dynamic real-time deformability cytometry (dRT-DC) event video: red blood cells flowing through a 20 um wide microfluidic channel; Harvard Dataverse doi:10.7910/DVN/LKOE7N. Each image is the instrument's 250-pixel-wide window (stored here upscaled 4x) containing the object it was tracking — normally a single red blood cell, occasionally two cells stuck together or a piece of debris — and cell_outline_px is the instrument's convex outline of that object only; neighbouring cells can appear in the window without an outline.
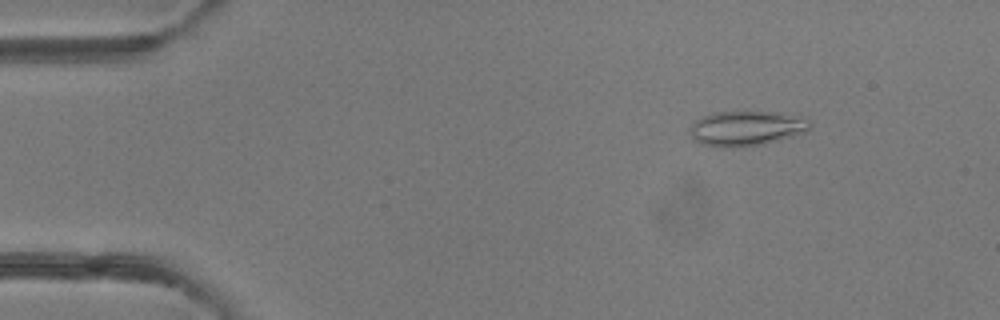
{"species": "common noctule bat (a hibernating species)", "species_latin": "Nyctalus noctula", "temperature_condition": "room temperature", "stored_images_in_passage": 50, "camera_frame_rate_fps": 3000, "um_per_image_px": 0.085, "animal": {"sex": "female"}, "frame": {"image": 1, "passage_image": 7, "time_ms": 2.0, "image_size_px": [1000, 320], "cell_outline_px": [[812, 128], [792, 136], [764, 144], [736, 148], [720, 148], [700, 144], [688, 132], [692, 120], [712, 112], [772, 112], [808, 120], [812, 124]], "centroid_in_image_um": [63.33, 10.93], "position_along_channel_um": 21.7, "area_um2": 24.45}}
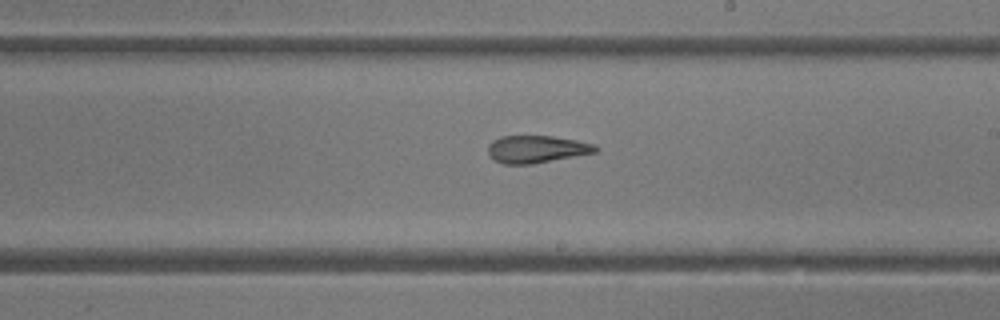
{"frame": {"image": 2, "passage_image": 29, "time_ms": 9.333, "image_size_px": [1000, 320], "cell_outline_px": [[600, 148], [596, 152], [532, 164], [504, 164], [488, 156], [488, 144], [492, 140], [500, 136], [552, 136], [576, 140], [596, 144]], "centroid_in_image_um": [45.6, 12.67], "position_along_channel_um": 243.4, "area_um2": 17.22}}
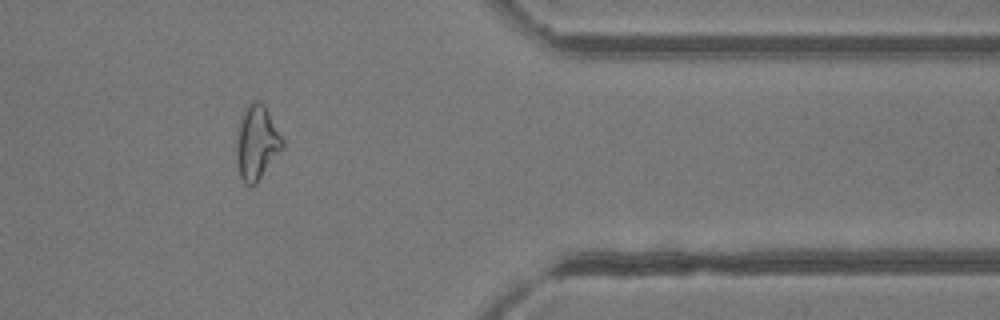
{"frame": {"image": 3, "passage_image": 41, "time_ms": 13.333, "image_size_px": [1000, 320], "cell_outline_px": [[284, 148], [256, 184], [244, 184], [240, 176], [236, 164], [236, 140], [240, 120], [244, 108], [252, 100], [260, 100], [264, 104], [284, 140]], "centroid_in_image_um": [21.82, 12.12], "position_along_channel_um": 389.6, "area_um2": 20.23}, "authors_computed_cell_mechanics": {"area_um2": 19.8543, "velocity_mm_per_s": 4.1833, "shape_relaxation_time_tau1_ms": null, "shape_relaxation_time_tau2_ms": 2.5272, "deformation_change_tau1": null, "deformation_change_tau2": 0.0916}}